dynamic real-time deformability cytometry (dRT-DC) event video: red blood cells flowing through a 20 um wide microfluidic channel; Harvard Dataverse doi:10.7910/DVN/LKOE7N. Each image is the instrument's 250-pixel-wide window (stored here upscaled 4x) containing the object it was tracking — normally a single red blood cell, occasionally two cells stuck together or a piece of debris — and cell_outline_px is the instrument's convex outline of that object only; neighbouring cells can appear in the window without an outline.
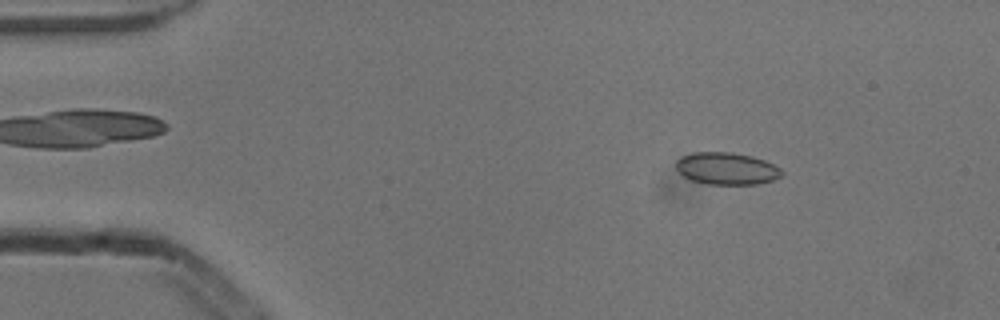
{"species": "common noctule bat (a hibernating species)", "species_latin": "Nyctalus noctula", "temperature_condition": "cold", "stored_images_in_passage": 5, "camera_frame_rate_fps": 3000, "um_per_image_px": 0.085, "animal": {"sex": "male", "body_mass_g": 13.3}, "frame": {"image": 1, "passage_image": 2, "time_ms": 0.333, "image_size_px": [1000, 320], "cell_outline_px": [[784, 172], [780, 176], [772, 180], [756, 184], [708, 184], [692, 180], [684, 176], [676, 168], [676, 160], [680, 156], [692, 152], [732, 152], [752, 156], [764, 160], [780, 168]], "centroid_in_image_um": [61.74, 14.31], "position_along_channel_um": 23.3, "area_um2": 19.77}}
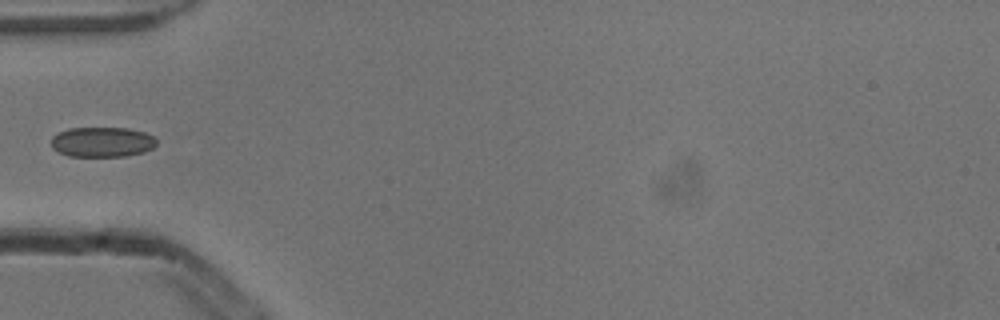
{"frame": {"image": 2, "passage_image": 5, "time_ms": 1.333, "image_size_px": [1000, 320], "cell_outline_px": [[156, 144], [152, 148], [144, 152], [124, 156], [68, 156], [52, 148], [52, 136], [68, 128], [128, 128], [144, 132], [152, 136], [156, 140]], "centroid_in_image_um": [8.68, 12.07], "position_along_channel_um": 76.3, "area_um2": 18.32}}